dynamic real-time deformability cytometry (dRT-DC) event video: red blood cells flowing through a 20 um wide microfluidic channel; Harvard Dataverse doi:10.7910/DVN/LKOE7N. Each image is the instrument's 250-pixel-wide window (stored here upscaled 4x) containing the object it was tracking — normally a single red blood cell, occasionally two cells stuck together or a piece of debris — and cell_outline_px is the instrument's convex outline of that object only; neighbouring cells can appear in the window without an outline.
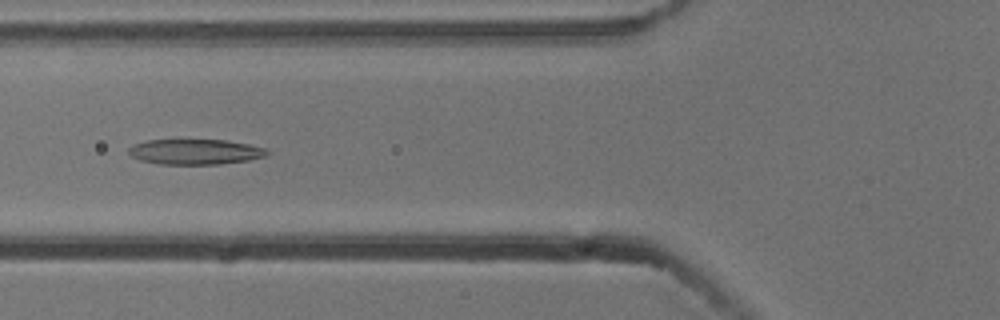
{"species": "common noctule bat (a hibernating species)", "species_latin": "Nyctalus noctula", "temperature_condition": "cold", "stored_images_in_passage": 8, "camera_frame_rate_fps": 3000, "um_per_image_px": 0.085, "animal": {"sex": "male", "body_mass_g": 13.3}, "frame": {"image": 1, "passage_image": 5, "time_ms": 1.333, "image_size_px": [1000, 320], "cell_outline_px": [[268, 152], [264, 156], [248, 160], [220, 164], [160, 164], [140, 160], [132, 156], [128, 152], [128, 148], [136, 144], [148, 140], [228, 140], [268, 148]], "centroid_in_image_um": [16.61, 12.9], "position_along_channel_um": 109.2, "area_um2": 20.29}}
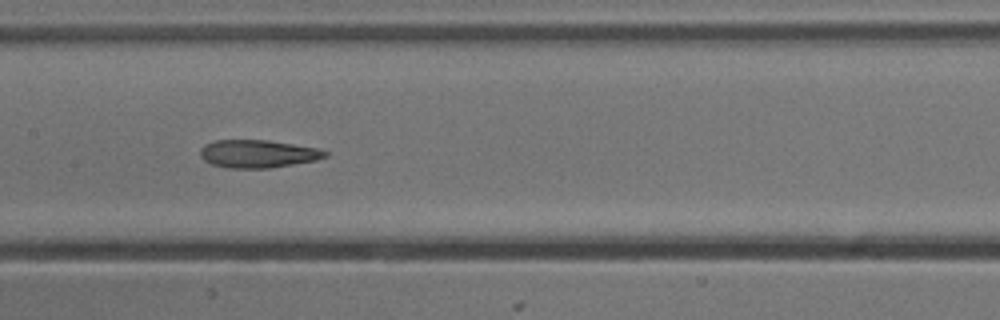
{"frame": {"image": 2, "passage_image": 7, "time_ms": 2.0, "image_size_px": [1000, 320], "cell_outline_px": [[328, 156], [316, 160], [272, 168], [224, 168], [212, 164], [204, 160], [200, 156], [200, 148], [204, 144], [216, 140], [268, 140], [316, 148], [328, 152]], "centroid_in_image_um": [21.89, 13.08], "position_along_channel_um": 185.5, "area_um2": 20.35}}
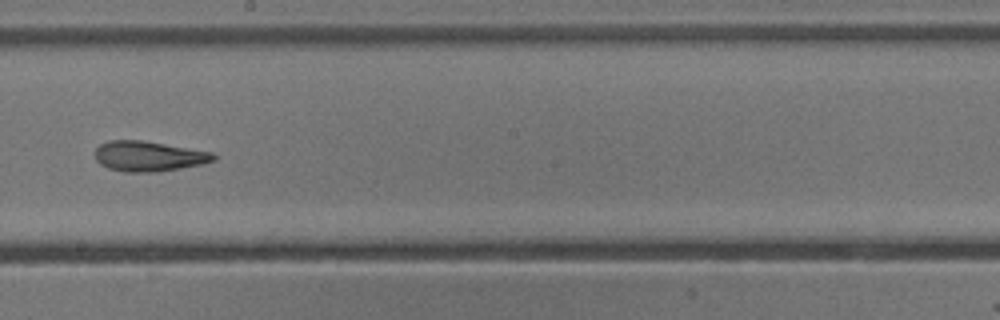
{"frame": {"image": 3, "passage_image": 8, "time_ms": 2.333, "image_size_px": [1000, 320], "cell_outline_px": [[216, 160], [204, 164], [156, 172], [124, 172], [108, 168], [100, 164], [96, 160], [96, 148], [100, 144], [108, 140], [140, 140], [212, 152], [216, 156]], "centroid_in_image_um": [12.63, 13.28], "position_along_channel_um": 235.6, "area_um2": 20.81}}